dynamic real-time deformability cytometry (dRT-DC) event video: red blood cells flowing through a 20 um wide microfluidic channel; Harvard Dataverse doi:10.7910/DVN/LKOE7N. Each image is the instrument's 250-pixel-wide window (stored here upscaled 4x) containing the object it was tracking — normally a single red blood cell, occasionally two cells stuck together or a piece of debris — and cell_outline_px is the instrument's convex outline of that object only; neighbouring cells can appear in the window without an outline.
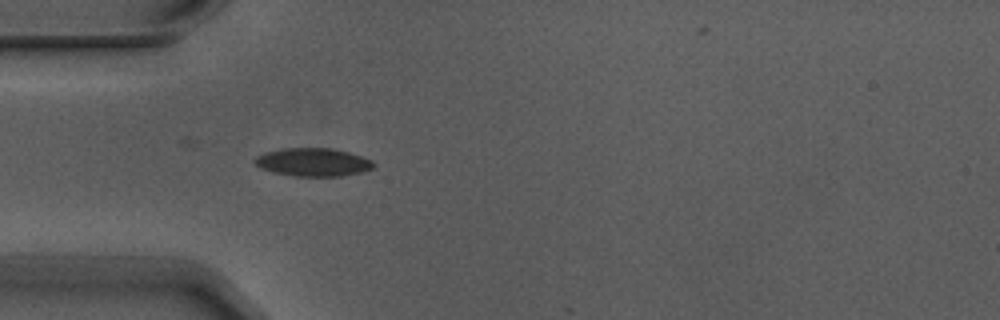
{"species": "Egyptian fruit bat (a non-hibernating species)", "species_latin": "Rousettus aegyptiacus", "temperature_condition": "warm", "stored_images_in_passage": 5, "camera_frame_rate_fps": 3000, "um_per_image_px": 0.085, "animal": {"sex": "male"}, "frame": {"image": 1, "passage_image": 5, "time_ms": 1.333, "image_size_px": [1000, 320], "cell_outline_px": [[376, 164], [372, 168], [360, 172], [340, 176], [296, 176], [272, 172], [256, 164], [252, 160], [256, 156], [264, 152], [284, 148], [332, 148], [348, 152], [372, 160]], "centroid_in_image_um": [26.6, 13.77], "position_along_channel_um": 58.4, "area_um2": 19.36}}